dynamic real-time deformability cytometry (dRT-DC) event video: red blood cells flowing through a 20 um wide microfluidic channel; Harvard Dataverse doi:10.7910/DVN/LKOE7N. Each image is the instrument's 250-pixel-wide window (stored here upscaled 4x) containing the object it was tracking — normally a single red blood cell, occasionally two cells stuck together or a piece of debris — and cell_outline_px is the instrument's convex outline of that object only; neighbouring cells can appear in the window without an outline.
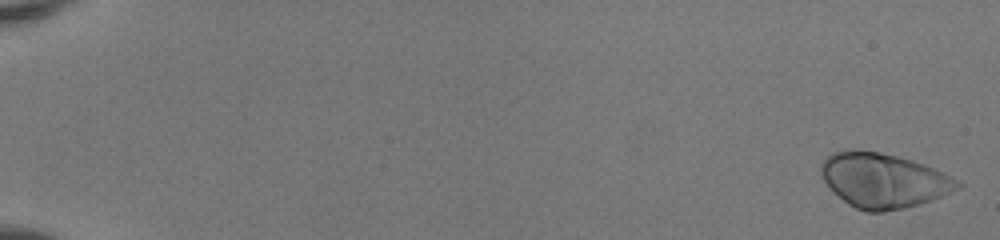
{"species": "human", "species_latin": "Homo sapiens", "temperature_condition": "room temperature", "stored_images_in_passage": 52, "camera_frame_rate_fps": 3000, "um_per_image_px": 0.085, "donor": {"sex": "female"}, "frame": {"image": 1, "passage_image": 2, "time_ms": 0.333, "image_size_px": [1000, 240], "cell_outline_px": [[964, 184], [960, 188], [932, 200], [904, 208], [880, 212], [868, 212], [856, 208], [848, 204], [824, 180], [820, 172], [820, 164], [832, 152], [848, 148], [856, 148], [880, 152], [896, 156], [924, 164], [960, 180]], "centroid_in_image_um": [75.1, 15.31], "position_along_channel_um": 9.9, "area_um2": 43.41}}
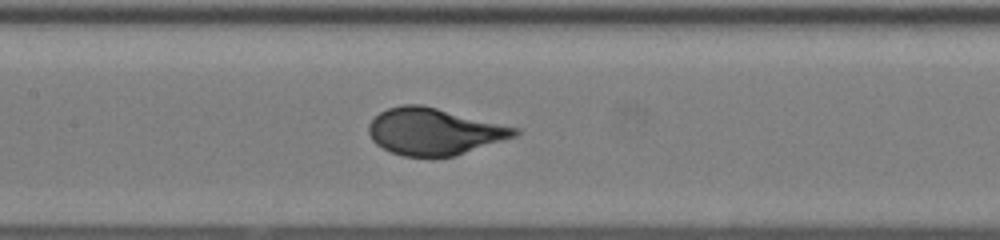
{"frame": {"image": 2, "passage_image": 28, "time_ms": 9.0, "image_size_px": [1000, 240], "cell_outline_px": [[520, 132], [516, 136], [456, 156], [404, 156], [392, 152], [376, 144], [372, 140], [368, 132], [368, 124], [380, 112], [388, 108], [404, 104], [420, 104], [520, 128]], "centroid_in_image_um": [36.91, 11.17], "position_along_channel_um": 170.5, "area_um2": 39.59}}
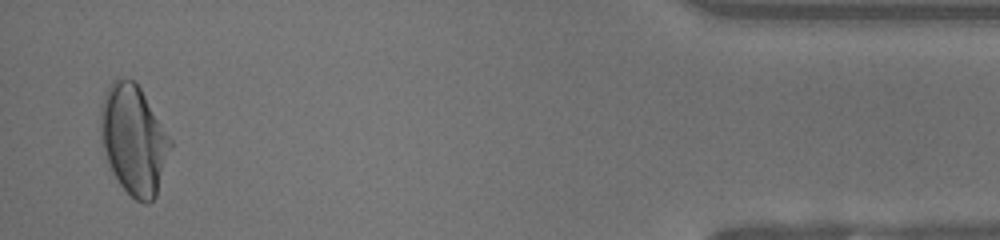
{"frame": {"image": 3, "passage_image": 51, "time_ms": 16.667, "image_size_px": [1000, 240], "cell_outline_px": [[172, 144], [156, 196], [148, 204], [144, 204], [136, 200], [120, 184], [112, 172], [100, 136], [100, 108], [104, 96], [112, 80], [136, 80], [172, 140]], "centroid_in_image_um": [11.37, 11.87], "position_along_channel_um": 423.8, "area_um2": 44.1}, "authors_computed_cell_mechanics": {"area_um2": 40.6334, "velocity_mm_per_s": 4.1287, "shape_relaxation_time_tau1_ms": 3.1331, "shape_relaxation_time_tau2_ms": null, "deformation_change_tau1": 0.1872, "deformation_change_tau2": null}}